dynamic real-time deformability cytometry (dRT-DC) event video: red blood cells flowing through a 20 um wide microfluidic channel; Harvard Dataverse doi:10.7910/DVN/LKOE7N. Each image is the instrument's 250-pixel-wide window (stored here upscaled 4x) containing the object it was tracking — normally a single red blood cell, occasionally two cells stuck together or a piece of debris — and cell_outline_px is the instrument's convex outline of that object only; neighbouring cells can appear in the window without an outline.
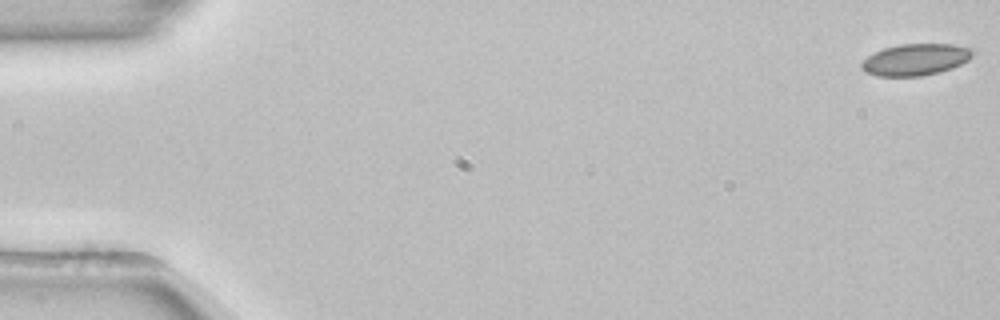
{"species": "common noctule bat (a hibernating species)", "species_latin": "Nyctalus noctula", "temperature_condition": "room temperature", "stored_images_in_passage": 54, "camera_frame_rate_fps": 3000, "um_per_image_px": 0.085, "animal": {"sex": "female", "body_mass_g": 22.7, "forearm_length_mm": 54.2}, "frame": {"image": 1, "passage_image": 1, "time_ms": 0.0, "image_size_px": [1000, 320], "cell_outline_px": [[972, 56], [968, 60], [952, 68], [940, 72], [920, 76], [876, 76], [864, 72], [860, 68], [860, 64], [868, 56], [884, 48], [900, 44], [952, 44], [972, 48]], "centroid_in_image_um": [77.8, 5.07], "position_along_channel_um": 7.2, "area_um2": 20.46}}
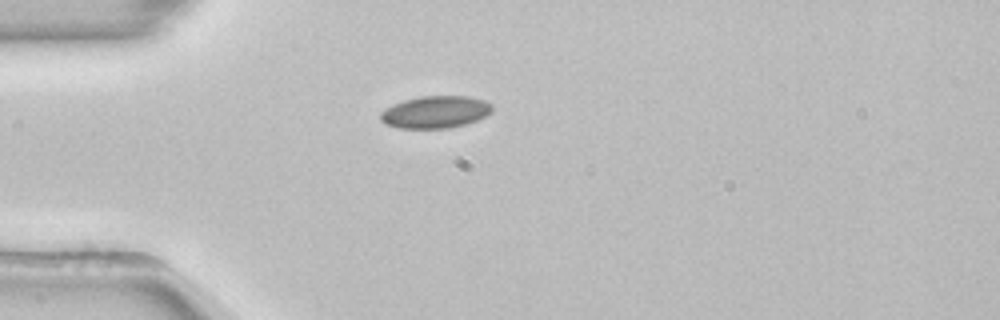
{"frame": {"image": 2, "passage_image": 15, "time_ms": 4.667, "image_size_px": [1000, 320], "cell_outline_px": [[492, 112], [476, 120], [464, 124], [448, 128], [400, 128], [384, 124], [380, 120], [380, 112], [392, 104], [404, 100], [424, 96], [468, 96], [484, 100], [492, 104]], "centroid_in_image_um": [36.98, 9.52], "position_along_channel_um": 48.0, "area_um2": 20.92}}
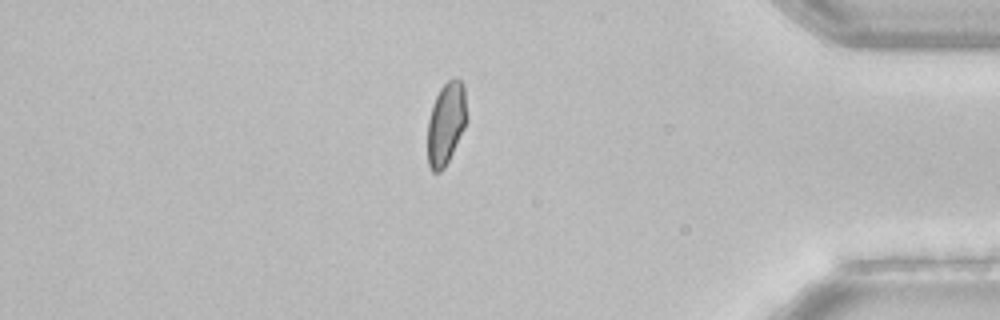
{"frame": {"image": 3, "passage_image": 46, "time_ms": 15.0, "image_size_px": [1000, 320], "cell_outline_px": [[468, 120], [444, 168], [440, 172], [432, 172], [428, 164], [428, 120], [432, 104], [440, 88], [448, 80], [456, 76], [464, 84], [468, 116]], "centroid_in_image_um": [37.93, 10.44], "position_along_channel_um": 397.3, "area_um2": 19.02}, "authors_computed_cell_mechanics": {"area_um2": 20.23, "velocity_mm_per_s": 3.8626, "shape_relaxation_time_tau1_ms": 5.1172, "shape_relaxation_time_tau2_ms": null, "deformation_change_tau1": 0.0708, "deformation_change_tau2": null}}